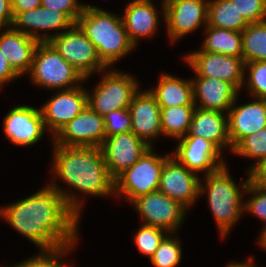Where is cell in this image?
<instances>
[{
    "label": "cell",
    "mask_w": 266,
    "mask_h": 267,
    "mask_svg": "<svg viewBox=\"0 0 266 267\" xmlns=\"http://www.w3.org/2000/svg\"><path fill=\"white\" fill-rule=\"evenodd\" d=\"M81 200L53 181L30 197L0 209V215L41 250L75 245Z\"/></svg>",
    "instance_id": "1"
},
{
    "label": "cell",
    "mask_w": 266,
    "mask_h": 267,
    "mask_svg": "<svg viewBox=\"0 0 266 267\" xmlns=\"http://www.w3.org/2000/svg\"><path fill=\"white\" fill-rule=\"evenodd\" d=\"M52 171L70 187L93 196L115 195V179L110 175L100 147L54 144Z\"/></svg>",
    "instance_id": "2"
},
{
    "label": "cell",
    "mask_w": 266,
    "mask_h": 267,
    "mask_svg": "<svg viewBox=\"0 0 266 267\" xmlns=\"http://www.w3.org/2000/svg\"><path fill=\"white\" fill-rule=\"evenodd\" d=\"M84 6L76 24L94 45L99 59L108 68L135 46L128 37L121 17L95 6Z\"/></svg>",
    "instance_id": "3"
},
{
    "label": "cell",
    "mask_w": 266,
    "mask_h": 267,
    "mask_svg": "<svg viewBox=\"0 0 266 267\" xmlns=\"http://www.w3.org/2000/svg\"><path fill=\"white\" fill-rule=\"evenodd\" d=\"M247 175L248 178L246 181H242L243 183L241 182V187L239 188L231 178L225 165L217 171L204 176L205 186L200 181L199 192L201 195L207 192L208 204L223 238L227 236L230 228L244 211V201H242L240 189H246L250 181V174L248 173Z\"/></svg>",
    "instance_id": "4"
},
{
    "label": "cell",
    "mask_w": 266,
    "mask_h": 267,
    "mask_svg": "<svg viewBox=\"0 0 266 267\" xmlns=\"http://www.w3.org/2000/svg\"><path fill=\"white\" fill-rule=\"evenodd\" d=\"M29 73L34 84L55 90L70 89L85 80L49 42L37 45Z\"/></svg>",
    "instance_id": "5"
},
{
    "label": "cell",
    "mask_w": 266,
    "mask_h": 267,
    "mask_svg": "<svg viewBox=\"0 0 266 267\" xmlns=\"http://www.w3.org/2000/svg\"><path fill=\"white\" fill-rule=\"evenodd\" d=\"M152 149L115 179V196L123 194L132 202L159 189L162 168L171 155L158 156Z\"/></svg>",
    "instance_id": "6"
},
{
    "label": "cell",
    "mask_w": 266,
    "mask_h": 267,
    "mask_svg": "<svg viewBox=\"0 0 266 267\" xmlns=\"http://www.w3.org/2000/svg\"><path fill=\"white\" fill-rule=\"evenodd\" d=\"M48 42L84 79L95 71L103 72L107 69L99 59L94 45L77 24L67 31L48 35Z\"/></svg>",
    "instance_id": "7"
},
{
    "label": "cell",
    "mask_w": 266,
    "mask_h": 267,
    "mask_svg": "<svg viewBox=\"0 0 266 267\" xmlns=\"http://www.w3.org/2000/svg\"><path fill=\"white\" fill-rule=\"evenodd\" d=\"M119 71L105 73L102 80L96 85L94 93L87 92V105L100 114L106 115L117 109L129 108L139 85L128 74Z\"/></svg>",
    "instance_id": "8"
},
{
    "label": "cell",
    "mask_w": 266,
    "mask_h": 267,
    "mask_svg": "<svg viewBox=\"0 0 266 267\" xmlns=\"http://www.w3.org/2000/svg\"><path fill=\"white\" fill-rule=\"evenodd\" d=\"M196 77L219 79L232 84L238 91L243 86L245 62L243 57L196 51L184 57Z\"/></svg>",
    "instance_id": "9"
},
{
    "label": "cell",
    "mask_w": 266,
    "mask_h": 267,
    "mask_svg": "<svg viewBox=\"0 0 266 267\" xmlns=\"http://www.w3.org/2000/svg\"><path fill=\"white\" fill-rule=\"evenodd\" d=\"M144 225L165 229L174 234L183 223L186 207L159 190L134 199L132 202Z\"/></svg>",
    "instance_id": "10"
},
{
    "label": "cell",
    "mask_w": 266,
    "mask_h": 267,
    "mask_svg": "<svg viewBox=\"0 0 266 267\" xmlns=\"http://www.w3.org/2000/svg\"><path fill=\"white\" fill-rule=\"evenodd\" d=\"M106 138L104 117L88 105L52 138L63 146L100 147Z\"/></svg>",
    "instance_id": "11"
},
{
    "label": "cell",
    "mask_w": 266,
    "mask_h": 267,
    "mask_svg": "<svg viewBox=\"0 0 266 267\" xmlns=\"http://www.w3.org/2000/svg\"><path fill=\"white\" fill-rule=\"evenodd\" d=\"M208 3L205 0H164L163 15L171 42L208 23Z\"/></svg>",
    "instance_id": "12"
},
{
    "label": "cell",
    "mask_w": 266,
    "mask_h": 267,
    "mask_svg": "<svg viewBox=\"0 0 266 267\" xmlns=\"http://www.w3.org/2000/svg\"><path fill=\"white\" fill-rule=\"evenodd\" d=\"M100 148L110 175L116 179L151 147L130 131L106 137Z\"/></svg>",
    "instance_id": "13"
},
{
    "label": "cell",
    "mask_w": 266,
    "mask_h": 267,
    "mask_svg": "<svg viewBox=\"0 0 266 267\" xmlns=\"http://www.w3.org/2000/svg\"><path fill=\"white\" fill-rule=\"evenodd\" d=\"M158 190L188 209L200 195V178L171 155L162 168Z\"/></svg>",
    "instance_id": "14"
},
{
    "label": "cell",
    "mask_w": 266,
    "mask_h": 267,
    "mask_svg": "<svg viewBox=\"0 0 266 267\" xmlns=\"http://www.w3.org/2000/svg\"><path fill=\"white\" fill-rule=\"evenodd\" d=\"M80 85L60 90L40 108L46 129L49 127L53 137L87 106V91Z\"/></svg>",
    "instance_id": "15"
},
{
    "label": "cell",
    "mask_w": 266,
    "mask_h": 267,
    "mask_svg": "<svg viewBox=\"0 0 266 267\" xmlns=\"http://www.w3.org/2000/svg\"><path fill=\"white\" fill-rule=\"evenodd\" d=\"M180 139L173 157L189 170L210 174L225 166L222 151L209 140L199 136H185Z\"/></svg>",
    "instance_id": "16"
},
{
    "label": "cell",
    "mask_w": 266,
    "mask_h": 267,
    "mask_svg": "<svg viewBox=\"0 0 266 267\" xmlns=\"http://www.w3.org/2000/svg\"><path fill=\"white\" fill-rule=\"evenodd\" d=\"M3 125L6 137L20 146L37 143L46 129L40 109L28 105L11 109L6 115Z\"/></svg>",
    "instance_id": "17"
},
{
    "label": "cell",
    "mask_w": 266,
    "mask_h": 267,
    "mask_svg": "<svg viewBox=\"0 0 266 267\" xmlns=\"http://www.w3.org/2000/svg\"><path fill=\"white\" fill-rule=\"evenodd\" d=\"M129 111L131 131L152 147V139L162 135L161 108L154 95L149 90H138L132 98Z\"/></svg>",
    "instance_id": "18"
},
{
    "label": "cell",
    "mask_w": 266,
    "mask_h": 267,
    "mask_svg": "<svg viewBox=\"0 0 266 267\" xmlns=\"http://www.w3.org/2000/svg\"><path fill=\"white\" fill-rule=\"evenodd\" d=\"M237 96L228 111V136L232 149L244 138L266 127V99L234 106Z\"/></svg>",
    "instance_id": "19"
},
{
    "label": "cell",
    "mask_w": 266,
    "mask_h": 267,
    "mask_svg": "<svg viewBox=\"0 0 266 267\" xmlns=\"http://www.w3.org/2000/svg\"><path fill=\"white\" fill-rule=\"evenodd\" d=\"M74 24L75 23L66 14L39 6L29 11L20 12L14 18L12 27H14L16 31L37 39L39 42H48L47 33H44L45 35H40L35 31L68 30Z\"/></svg>",
    "instance_id": "20"
},
{
    "label": "cell",
    "mask_w": 266,
    "mask_h": 267,
    "mask_svg": "<svg viewBox=\"0 0 266 267\" xmlns=\"http://www.w3.org/2000/svg\"><path fill=\"white\" fill-rule=\"evenodd\" d=\"M192 84L194 104L198 100V108L206 110L228 112L239 92L229 82L214 78L197 77Z\"/></svg>",
    "instance_id": "21"
},
{
    "label": "cell",
    "mask_w": 266,
    "mask_h": 267,
    "mask_svg": "<svg viewBox=\"0 0 266 267\" xmlns=\"http://www.w3.org/2000/svg\"><path fill=\"white\" fill-rule=\"evenodd\" d=\"M186 136H199L212 142L220 151L229 146L228 116L225 112L196 107Z\"/></svg>",
    "instance_id": "22"
},
{
    "label": "cell",
    "mask_w": 266,
    "mask_h": 267,
    "mask_svg": "<svg viewBox=\"0 0 266 267\" xmlns=\"http://www.w3.org/2000/svg\"><path fill=\"white\" fill-rule=\"evenodd\" d=\"M39 43L37 39L16 31L13 27H9L6 32L0 34V51L19 76L26 72L29 73Z\"/></svg>",
    "instance_id": "23"
},
{
    "label": "cell",
    "mask_w": 266,
    "mask_h": 267,
    "mask_svg": "<svg viewBox=\"0 0 266 267\" xmlns=\"http://www.w3.org/2000/svg\"><path fill=\"white\" fill-rule=\"evenodd\" d=\"M122 21L134 46L139 37H149L158 27V12L151 0H133L127 5Z\"/></svg>",
    "instance_id": "24"
},
{
    "label": "cell",
    "mask_w": 266,
    "mask_h": 267,
    "mask_svg": "<svg viewBox=\"0 0 266 267\" xmlns=\"http://www.w3.org/2000/svg\"><path fill=\"white\" fill-rule=\"evenodd\" d=\"M160 107L196 106L193 101L192 80L162 74L155 89L149 90Z\"/></svg>",
    "instance_id": "25"
},
{
    "label": "cell",
    "mask_w": 266,
    "mask_h": 267,
    "mask_svg": "<svg viewBox=\"0 0 266 267\" xmlns=\"http://www.w3.org/2000/svg\"><path fill=\"white\" fill-rule=\"evenodd\" d=\"M206 27V38L202 44V51L242 57V33L235 30Z\"/></svg>",
    "instance_id": "26"
},
{
    "label": "cell",
    "mask_w": 266,
    "mask_h": 267,
    "mask_svg": "<svg viewBox=\"0 0 266 267\" xmlns=\"http://www.w3.org/2000/svg\"><path fill=\"white\" fill-rule=\"evenodd\" d=\"M208 26L242 32L248 23L239 15L230 0H213L208 3Z\"/></svg>",
    "instance_id": "27"
},
{
    "label": "cell",
    "mask_w": 266,
    "mask_h": 267,
    "mask_svg": "<svg viewBox=\"0 0 266 267\" xmlns=\"http://www.w3.org/2000/svg\"><path fill=\"white\" fill-rule=\"evenodd\" d=\"M162 134L180 139L189 131L196 106L160 107Z\"/></svg>",
    "instance_id": "28"
},
{
    "label": "cell",
    "mask_w": 266,
    "mask_h": 267,
    "mask_svg": "<svg viewBox=\"0 0 266 267\" xmlns=\"http://www.w3.org/2000/svg\"><path fill=\"white\" fill-rule=\"evenodd\" d=\"M241 33L244 62L266 61V21L248 24Z\"/></svg>",
    "instance_id": "29"
},
{
    "label": "cell",
    "mask_w": 266,
    "mask_h": 267,
    "mask_svg": "<svg viewBox=\"0 0 266 267\" xmlns=\"http://www.w3.org/2000/svg\"><path fill=\"white\" fill-rule=\"evenodd\" d=\"M232 152L238 156L253 158L256 161L249 168V172L266 157V127L257 133L244 137L233 149Z\"/></svg>",
    "instance_id": "30"
},
{
    "label": "cell",
    "mask_w": 266,
    "mask_h": 267,
    "mask_svg": "<svg viewBox=\"0 0 266 267\" xmlns=\"http://www.w3.org/2000/svg\"><path fill=\"white\" fill-rule=\"evenodd\" d=\"M178 238L165 236L154 255L150 258L155 267H176L182 259V250Z\"/></svg>",
    "instance_id": "31"
},
{
    "label": "cell",
    "mask_w": 266,
    "mask_h": 267,
    "mask_svg": "<svg viewBox=\"0 0 266 267\" xmlns=\"http://www.w3.org/2000/svg\"><path fill=\"white\" fill-rule=\"evenodd\" d=\"M166 235L168 232L165 229L143 224L134 238L138 250L151 258Z\"/></svg>",
    "instance_id": "32"
},
{
    "label": "cell",
    "mask_w": 266,
    "mask_h": 267,
    "mask_svg": "<svg viewBox=\"0 0 266 267\" xmlns=\"http://www.w3.org/2000/svg\"><path fill=\"white\" fill-rule=\"evenodd\" d=\"M73 247L74 245H68L54 249L41 250L42 253L39 255L27 259V261L25 260L14 267H71V265L68 266L61 263L59 258L63 257L65 253L70 252Z\"/></svg>",
    "instance_id": "33"
},
{
    "label": "cell",
    "mask_w": 266,
    "mask_h": 267,
    "mask_svg": "<svg viewBox=\"0 0 266 267\" xmlns=\"http://www.w3.org/2000/svg\"><path fill=\"white\" fill-rule=\"evenodd\" d=\"M245 194H254L250 200L245 202L243 210L253 213L256 217L265 222L266 229V186L250 180L244 190Z\"/></svg>",
    "instance_id": "34"
},
{
    "label": "cell",
    "mask_w": 266,
    "mask_h": 267,
    "mask_svg": "<svg viewBox=\"0 0 266 267\" xmlns=\"http://www.w3.org/2000/svg\"><path fill=\"white\" fill-rule=\"evenodd\" d=\"M245 69L249 73L247 85L250 95L266 99V61L245 63Z\"/></svg>",
    "instance_id": "35"
},
{
    "label": "cell",
    "mask_w": 266,
    "mask_h": 267,
    "mask_svg": "<svg viewBox=\"0 0 266 267\" xmlns=\"http://www.w3.org/2000/svg\"><path fill=\"white\" fill-rule=\"evenodd\" d=\"M103 117L106 137L131 131V114L129 108L114 110Z\"/></svg>",
    "instance_id": "36"
},
{
    "label": "cell",
    "mask_w": 266,
    "mask_h": 267,
    "mask_svg": "<svg viewBox=\"0 0 266 267\" xmlns=\"http://www.w3.org/2000/svg\"><path fill=\"white\" fill-rule=\"evenodd\" d=\"M236 5L239 15L248 23L266 21V0H230Z\"/></svg>",
    "instance_id": "37"
},
{
    "label": "cell",
    "mask_w": 266,
    "mask_h": 267,
    "mask_svg": "<svg viewBox=\"0 0 266 267\" xmlns=\"http://www.w3.org/2000/svg\"><path fill=\"white\" fill-rule=\"evenodd\" d=\"M41 6L66 14L75 24L85 9L77 0H41Z\"/></svg>",
    "instance_id": "38"
},
{
    "label": "cell",
    "mask_w": 266,
    "mask_h": 267,
    "mask_svg": "<svg viewBox=\"0 0 266 267\" xmlns=\"http://www.w3.org/2000/svg\"><path fill=\"white\" fill-rule=\"evenodd\" d=\"M14 15L12 12L11 0H0V28L12 26Z\"/></svg>",
    "instance_id": "39"
},
{
    "label": "cell",
    "mask_w": 266,
    "mask_h": 267,
    "mask_svg": "<svg viewBox=\"0 0 266 267\" xmlns=\"http://www.w3.org/2000/svg\"><path fill=\"white\" fill-rule=\"evenodd\" d=\"M20 77L10 66L6 56L0 51V87L5 82Z\"/></svg>",
    "instance_id": "40"
},
{
    "label": "cell",
    "mask_w": 266,
    "mask_h": 267,
    "mask_svg": "<svg viewBox=\"0 0 266 267\" xmlns=\"http://www.w3.org/2000/svg\"><path fill=\"white\" fill-rule=\"evenodd\" d=\"M14 18L23 11H29L41 6V0H11Z\"/></svg>",
    "instance_id": "41"
},
{
    "label": "cell",
    "mask_w": 266,
    "mask_h": 267,
    "mask_svg": "<svg viewBox=\"0 0 266 267\" xmlns=\"http://www.w3.org/2000/svg\"><path fill=\"white\" fill-rule=\"evenodd\" d=\"M250 180L266 186V157H264L250 172Z\"/></svg>",
    "instance_id": "42"
},
{
    "label": "cell",
    "mask_w": 266,
    "mask_h": 267,
    "mask_svg": "<svg viewBox=\"0 0 266 267\" xmlns=\"http://www.w3.org/2000/svg\"><path fill=\"white\" fill-rule=\"evenodd\" d=\"M249 263H236V262H234V263H229V265H227L226 267H255V265H253V257H250L249 258Z\"/></svg>",
    "instance_id": "43"
},
{
    "label": "cell",
    "mask_w": 266,
    "mask_h": 267,
    "mask_svg": "<svg viewBox=\"0 0 266 267\" xmlns=\"http://www.w3.org/2000/svg\"><path fill=\"white\" fill-rule=\"evenodd\" d=\"M258 241V243L261 244V246L266 250V229L262 231Z\"/></svg>",
    "instance_id": "44"
}]
</instances>
